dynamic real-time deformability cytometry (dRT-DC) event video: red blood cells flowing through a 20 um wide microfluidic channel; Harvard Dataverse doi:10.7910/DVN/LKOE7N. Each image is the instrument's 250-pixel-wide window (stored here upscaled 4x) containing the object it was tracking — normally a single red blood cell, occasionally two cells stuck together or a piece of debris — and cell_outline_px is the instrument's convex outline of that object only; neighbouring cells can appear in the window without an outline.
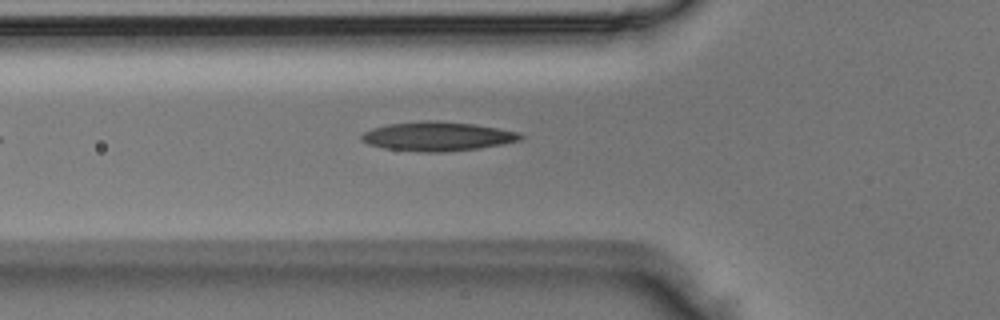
{"species": "Egyptian fruit bat (a non-hibernating species)", "species_latin": "Rousettus aegyptiacus", "temperature_condition": "room temperature", "stored_images_in_passage": 2, "camera_frame_rate_fps": 3000, "um_per_image_px": 0.085, "animal": {"sex": "male"}, "frame": {"image": 1, "passage_image": 2, "time_ms": 0.333, "image_size_px": [1000, 320], "cell_outline_px": [[524, 136], [520, 140], [500, 144], [476, 148], [440, 152], [424, 152], [384, 148], [368, 144], [360, 140], [360, 136], [364, 132], [372, 128], [388, 124], [472, 124], [520, 132]], "centroid_in_image_um": [37.17, 11.64], "position_along_channel_um": 88.6, "area_um2": 25.37}}